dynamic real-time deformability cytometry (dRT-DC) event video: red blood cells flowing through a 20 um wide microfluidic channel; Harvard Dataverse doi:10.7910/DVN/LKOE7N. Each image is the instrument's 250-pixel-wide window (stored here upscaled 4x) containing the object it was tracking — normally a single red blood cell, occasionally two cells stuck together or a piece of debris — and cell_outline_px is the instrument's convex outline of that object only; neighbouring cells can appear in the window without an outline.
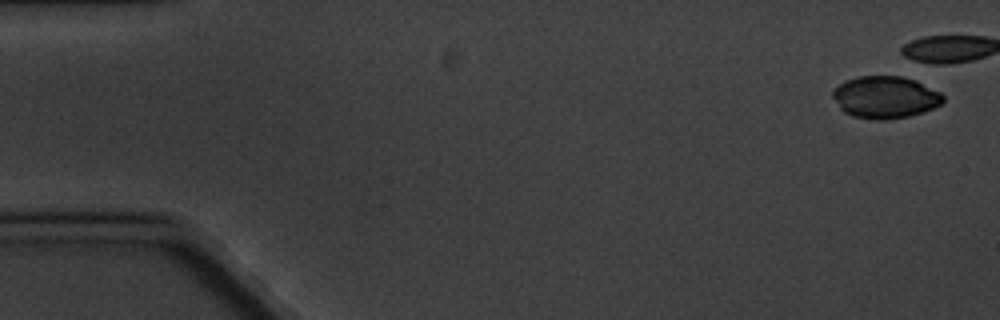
{"species": "common noctule bat (a hibernating species)", "species_latin": "Nyctalus noctula", "temperature_condition": "cold", "stored_images_in_passage": 11, "camera_frame_rate_fps": 3000, "um_per_image_px": 0.085, "animal": {"sex": "male", "body_mass_g": 20.1, "forearm_length_mm": 53.5}, "frame": {"image": 1, "passage_image": 1, "time_ms": 0.0, "image_size_px": [1000, 320], "cell_outline_px": [[944, 100], [940, 104], [924, 112], [908, 116], [884, 120], [876, 120], [852, 116], [844, 112], [840, 108], [832, 96], [832, 92], [840, 84], [848, 80], [860, 76], [900, 76], [916, 80], [940, 92], [944, 96]], "centroid_in_image_um": [75.25, 8.27], "position_along_channel_um": 9.7, "area_um2": 26.93}}